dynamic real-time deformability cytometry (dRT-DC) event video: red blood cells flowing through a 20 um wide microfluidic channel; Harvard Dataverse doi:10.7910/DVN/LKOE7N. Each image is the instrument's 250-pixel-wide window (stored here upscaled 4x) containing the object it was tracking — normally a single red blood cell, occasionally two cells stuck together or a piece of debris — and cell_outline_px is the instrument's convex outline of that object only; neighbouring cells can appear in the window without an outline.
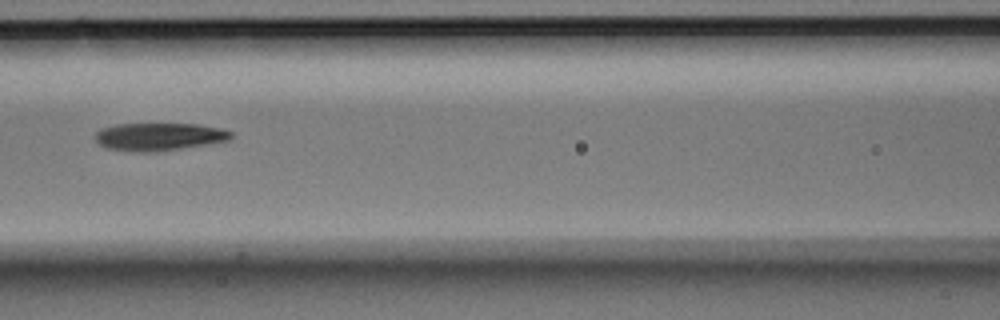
{"species": "Egyptian fruit bat (a non-hibernating species)", "species_latin": "Rousettus aegyptiacus", "temperature_condition": "room temperature", "stored_images_in_passage": 5, "camera_frame_rate_fps": 3000, "um_per_image_px": 0.085, "animal": {"sex": "male"}, "frame": {"image": 1, "passage_image": 5, "time_ms": 1.333, "image_size_px": [1000, 320], "cell_outline_px": [[232, 136], [228, 140], [208, 144], [156, 152], [132, 152], [108, 148], [100, 144], [96, 140], [96, 132], [100, 128], [116, 124], [196, 124], [220, 128], [232, 132]], "centroid_in_image_um": [13.5, 11.62], "position_along_channel_um": 153.1, "area_um2": 21.91}}